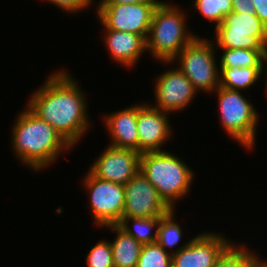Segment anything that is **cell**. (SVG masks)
I'll use <instances>...</instances> for the list:
<instances>
[{
    "label": "cell",
    "instance_id": "cell-1",
    "mask_svg": "<svg viewBox=\"0 0 267 267\" xmlns=\"http://www.w3.org/2000/svg\"><path fill=\"white\" fill-rule=\"evenodd\" d=\"M82 87L64 69L53 72L38 90L33 91L27 107L49 123L72 147L91 126Z\"/></svg>",
    "mask_w": 267,
    "mask_h": 267
},
{
    "label": "cell",
    "instance_id": "cell-2",
    "mask_svg": "<svg viewBox=\"0 0 267 267\" xmlns=\"http://www.w3.org/2000/svg\"><path fill=\"white\" fill-rule=\"evenodd\" d=\"M26 108L13 124L11 145L18 160L37 172L73 148L49 123Z\"/></svg>",
    "mask_w": 267,
    "mask_h": 267
},
{
    "label": "cell",
    "instance_id": "cell-3",
    "mask_svg": "<svg viewBox=\"0 0 267 267\" xmlns=\"http://www.w3.org/2000/svg\"><path fill=\"white\" fill-rule=\"evenodd\" d=\"M140 171L171 209L189 193L195 175L188 164L165 150L142 153Z\"/></svg>",
    "mask_w": 267,
    "mask_h": 267
},
{
    "label": "cell",
    "instance_id": "cell-4",
    "mask_svg": "<svg viewBox=\"0 0 267 267\" xmlns=\"http://www.w3.org/2000/svg\"><path fill=\"white\" fill-rule=\"evenodd\" d=\"M185 12L174 4L161 2L153 12L146 50L157 61H172L196 36L187 30Z\"/></svg>",
    "mask_w": 267,
    "mask_h": 267
},
{
    "label": "cell",
    "instance_id": "cell-5",
    "mask_svg": "<svg viewBox=\"0 0 267 267\" xmlns=\"http://www.w3.org/2000/svg\"><path fill=\"white\" fill-rule=\"evenodd\" d=\"M214 93L218 98L223 129L234 141L247 149H253L259 121L258 112L254 105L247 101V98L238 90L219 86L214 90Z\"/></svg>",
    "mask_w": 267,
    "mask_h": 267
},
{
    "label": "cell",
    "instance_id": "cell-6",
    "mask_svg": "<svg viewBox=\"0 0 267 267\" xmlns=\"http://www.w3.org/2000/svg\"><path fill=\"white\" fill-rule=\"evenodd\" d=\"M214 42L196 36L172 61L162 63H178V68L191 81L195 90L212 92L219 87V73L215 56Z\"/></svg>",
    "mask_w": 267,
    "mask_h": 267
},
{
    "label": "cell",
    "instance_id": "cell-7",
    "mask_svg": "<svg viewBox=\"0 0 267 267\" xmlns=\"http://www.w3.org/2000/svg\"><path fill=\"white\" fill-rule=\"evenodd\" d=\"M213 39L218 49L266 50L267 27L253 14L231 12L215 27Z\"/></svg>",
    "mask_w": 267,
    "mask_h": 267
},
{
    "label": "cell",
    "instance_id": "cell-8",
    "mask_svg": "<svg viewBox=\"0 0 267 267\" xmlns=\"http://www.w3.org/2000/svg\"><path fill=\"white\" fill-rule=\"evenodd\" d=\"M86 173L82 183L90 195L94 223L97 227L119 224L125 205L124 185L99 179L89 170Z\"/></svg>",
    "mask_w": 267,
    "mask_h": 267
},
{
    "label": "cell",
    "instance_id": "cell-9",
    "mask_svg": "<svg viewBox=\"0 0 267 267\" xmlns=\"http://www.w3.org/2000/svg\"><path fill=\"white\" fill-rule=\"evenodd\" d=\"M160 3L98 4L97 19L103 30H116L148 37L155 7Z\"/></svg>",
    "mask_w": 267,
    "mask_h": 267
},
{
    "label": "cell",
    "instance_id": "cell-10",
    "mask_svg": "<svg viewBox=\"0 0 267 267\" xmlns=\"http://www.w3.org/2000/svg\"><path fill=\"white\" fill-rule=\"evenodd\" d=\"M232 244L215 232H203L171 251L172 267H213Z\"/></svg>",
    "mask_w": 267,
    "mask_h": 267
},
{
    "label": "cell",
    "instance_id": "cell-11",
    "mask_svg": "<svg viewBox=\"0 0 267 267\" xmlns=\"http://www.w3.org/2000/svg\"><path fill=\"white\" fill-rule=\"evenodd\" d=\"M124 195L122 218L162 217L171 210L141 171L124 185Z\"/></svg>",
    "mask_w": 267,
    "mask_h": 267
},
{
    "label": "cell",
    "instance_id": "cell-12",
    "mask_svg": "<svg viewBox=\"0 0 267 267\" xmlns=\"http://www.w3.org/2000/svg\"><path fill=\"white\" fill-rule=\"evenodd\" d=\"M141 153L134 149L107 146L89 171L99 179L125 185L140 171Z\"/></svg>",
    "mask_w": 267,
    "mask_h": 267
},
{
    "label": "cell",
    "instance_id": "cell-13",
    "mask_svg": "<svg viewBox=\"0 0 267 267\" xmlns=\"http://www.w3.org/2000/svg\"><path fill=\"white\" fill-rule=\"evenodd\" d=\"M155 80L156 104L151 106L167 113L184 110L199 93L178 67L157 75Z\"/></svg>",
    "mask_w": 267,
    "mask_h": 267
},
{
    "label": "cell",
    "instance_id": "cell-14",
    "mask_svg": "<svg viewBox=\"0 0 267 267\" xmlns=\"http://www.w3.org/2000/svg\"><path fill=\"white\" fill-rule=\"evenodd\" d=\"M169 113L154 108L148 103L137 105L138 152L164 151L165 143L171 139L172 125ZM165 142V143H164Z\"/></svg>",
    "mask_w": 267,
    "mask_h": 267
},
{
    "label": "cell",
    "instance_id": "cell-15",
    "mask_svg": "<svg viewBox=\"0 0 267 267\" xmlns=\"http://www.w3.org/2000/svg\"><path fill=\"white\" fill-rule=\"evenodd\" d=\"M105 128L115 148L134 149L138 152L137 104L105 115Z\"/></svg>",
    "mask_w": 267,
    "mask_h": 267
},
{
    "label": "cell",
    "instance_id": "cell-16",
    "mask_svg": "<svg viewBox=\"0 0 267 267\" xmlns=\"http://www.w3.org/2000/svg\"><path fill=\"white\" fill-rule=\"evenodd\" d=\"M103 40L110 57L124 67H133L146 52V40L134 33L116 30H103Z\"/></svg>",
    "mask_w": 267,
    "mask_h": 267
},
{
    "label": "cell",
    "instance_id": "cell-17",
    "mask_svg": "<svg viewBox=\"0 0 267 267\" xmlns=\"http://www.w3.org/2000/svg\"><path fill=\"white\" fill-rule=\"evenodd\" d=\"M104 227L111 228L116 233L115 239L110 242L114 267H136L143 245L118 224Z\"/></svg>",
    "mask_w": 267,
    "mask_h": 267
},
{
    "label": "cell",
    "instance_id": "cell-18",
    "mask_svg": "<svg viewBox=\"0 0 267 267\" xmlns=\"http://www.w3.org/2000/svg\"><path fill=\"white\" fill-rule=\"evenodd\" d=\"M263 67H219V86L233 90H246L255 85L264 72Z\"/></svg>",
    "mask_w": 267,
    "mask_h": 267
},
{
    "label": "cell",
    "instance_id": "cell-19",
    "mask_svg": "<svg viewBox=\"0 0 267 267\" xmlns=\"http://www.w3.org/2000/svg\"><path fill=\"white\" fill-rule=\"evenodd\" d=\"M224 51L218 63L220 67H263L266 61V50L244 48L221 49Z\"/></svg>",
    "mask_w": 267,
    "mask_h": 267
},
{
    "label": "cell",
    "instance_id": "cell-20",
    "mask_svg": "<svg viewBox=\"0 0 267 267\" xmlns=\"http://www.w3.org/2000/svg\"><path fill=\"white\" fill-rule=\"evenodd\" d=\"M132 223L130 226L129 223ZM160 222V217H129L122 218L118 224L129 235L133 236L142 245L150 244L157 241V228ZM156 228V229H155ZM154 229V233L152 232ZM153 233V234H152Z\"/></svg>",
    "mask_w": 267,
    "mask_h": 267
},
{
    "label": "cell",
    "instance_id": "cell-21",
    "mask_svg": "<svg viewBox=\"0 0 267 267\" xmlns=\"http://www.w3.org/2000/svg\"><path fill=\"white\" fill-rule=\"evenodd\" d=\"M175 208L171 209L167 214L160 217V222L157 230V243L165 250H172L179 244L183 236V230L175 221ZM171 248V249H170ZM168 249V250H167Z\"/></svg>",
    "mask_w": 267,
    "mask_h": 267
},
{
    "label": "cell",
    "instance_id": "cell-22",
    "mask_svg": "<svg viewBox=\"0 0 267 267\" xmlns=\"http://www.w3.org/2000/svg\"><path fill=\"white\" fill-rule=\"evenodd\" d=\"M254 251H250L245 245L232 243L219 257L213 267H254L258 258Z\"/></svg>",
    "mask_w": 267,
    "mask_h": 267
},
{
    "label": "cell",
    "instance_id": "cell-23",
    "mask_svg": "<svg viewBox=\"0 0 267 267\" xmlns=\"http://www.w3.org/2000/svg\"><path fill=\"white\" fill-rule=\"evenodd\" d=\"M195 1V2H194ZM193 7L208 21L219 26L224 17L232 12V0H194Z\"/></svg>",
    "mask_w": 267,
    "mask_h": 267
},
{
    "label": "cell",
    "instance_id": "cell-24",
    "mask_svg": "<svg viewBox=\"0 0 267 267\" xmlns=\"http://www.w3.org/2000/svg\"><path fill=\"white\" fill-rule=\"evenodd\" d=\"M136 267H172V254L165 251L157 241L145 244Z\"/></svg>",
    "mask_w": 267,
    "mask_h": 267
},
{
    "label": "cell",
    "instance_id": "cell-25",
    "mask_svg": "<svg viewBox=\"0 0 267 267\" xmlns=\"http://www.w3.org/2000/svg\"><path fill=\"white\" fill-rule=\"evenodd\" d=\"M88 267H114L113 251L110 241L100 240L86 257Z\"/></svg>",
    "mask_w": 267,
    "mask_h": 267
},
{
    "label": "cell",
    "instance_id": "cell-26",
    "mask_svg": "<svg viewBox=\"0 0 267 267\" xmlns=\"http://www.w3.org/2000/svg\"><path fill=\"white\" fill-rule=\"evenodd\" d=\"M45 1V0H44ZM94 0H46L48 3L56 5L60 9L67 11L69 14L84 10L92 4Z\"/></svg>",
    "mask_w": 267,
    "mask_h": 267
},
{
    "label": "cell",
    "instance_id": "cell-27",
    "mask_svg": "<svg viewBox=\"0 0 267 267\" xmlns=\"http://www.w3.org/2000/svg\"><path fill=\"white\" fill-rule=\"evenodd\" d=\"M232 12L243 14H253L254 13V3L253 0H232Z\"/></svg>",
    "mask_w": 267,
    "mask_h": 267
},
{
    "label": "cell",
    "instance_id": "cell-28",
    "mask_svg": "<svg viewBox=\"0 0 267 267\" xmlns=\"http://www.w3.org/2000/svg\"><path fill=\"white\" fill-rule=\"evenodd\" d=\"M254 13L267 27V0H253Z\"/></svg>",
    "mask_w": 267,
    "mask_h": 267
},
{
    "label": "cell",
    "instance_id": "cell-29",
    "mask_svg": "<svg viewBox=\"0 0 267 267\" xmlns=\"http://www.w3.org/2000/svg\"><path fill=\"white\" fill-rule=\"evenodd\" d=\"M159 0H101L98 4L161 3Z\"/></svg>",
    "mask_w": 267,
    "mask_h": 267
},
{
    "label": "cell",
    "instance_id": "cell-30",
    "mask_svg": "<svg viewBox=\"0 0 267 267\" xmlns=\"http://www.w3.org/2000/svg\"><path fill=\"white\" fill-rule=\"evenodd\" d=\"M254 267H267V260L263 261L262 259H260V257L258 256V258L256 259L255 265Z\"/></svg>",
    "mask_w": 267,
    "mask_h": 267
},
{
    "label": "cell",
    "instance_id": "cell-31",
    "mask_svg": "<svg viewBox=\"0 0 267 267\" xmlns=\"http://www.w3.org/2000/svg\"><path fill=\"white\" fill-rule=\"evenodd\" d=\"M265 64H267V59H266V61H265ZM267 69V68H266ZM267 71V70H266ZM267 73V72H266ZM265 79H267V75H266V78ZM266 82V92H267V80L265 81Z\"/></svg>",
    "mask_w": 267,
    "mask_h": 267
}]
</instances>
